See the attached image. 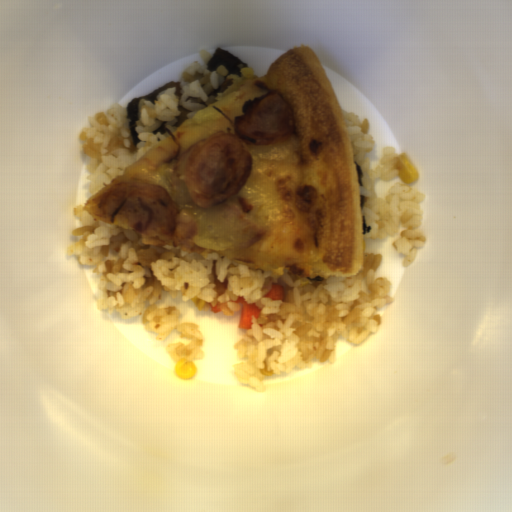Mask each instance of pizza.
I'll return each mask as SVG.
<instances>
[{
    "mask_svg": "<svg viewBox=\"0 0 512 512\" xmlns=\"http://www.w3.org/2000/svg\"><path fill=\"white\" fill-rule=\"evenodd\" d=\"M267 92L286 98L296 133L285 142L247 146L251 173L227 200L266 233L240 249L216 252L193 246L170 247L140 233L148 246L216 254L273 274L287 271L308 278L356 277L364 268L362 202L355 153L340 102L310 46L296 47L274 60L262 77L185 119L164 139L90 195L81 210L109 226L129 229L127 219L102 217L99 199L120 183H154L166 188L178 208L195 219L194 207L177 176L175 163L193 145L215 132L235 135L241 104Z\"/></svg>",
    "mask_w": 512,
    "mask_h": 512,
    "instance_id": "pizza-1",
    "label": "pizza"
}]
</instances>
